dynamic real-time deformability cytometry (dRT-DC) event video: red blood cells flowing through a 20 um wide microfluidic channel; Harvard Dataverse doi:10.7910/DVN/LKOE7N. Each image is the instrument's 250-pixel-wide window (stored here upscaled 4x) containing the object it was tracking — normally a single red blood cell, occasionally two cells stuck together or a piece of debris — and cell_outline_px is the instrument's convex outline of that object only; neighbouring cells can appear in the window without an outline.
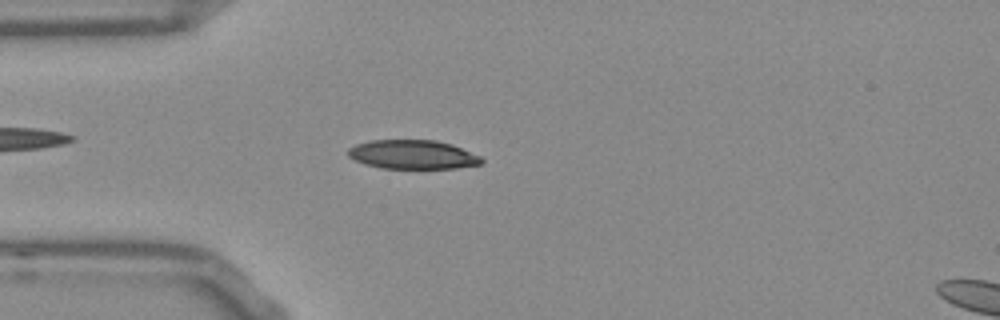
{"species": "Egyptian fruit bat (a non-hibernating species)", "species_latin": "Rousettus aegyptiacus", "temperature_condition": "room temperature", "stored_images_in_passage": 45, "camera_frame_rate_fps": 3000, "um_per_image_px": 0.085, "frame": {"image": 1, "passage_image": 6, "time_ms": 1.667, "image_size_px": [1000, 320], "cell_outline_px": [[484, 160], [480, 164], [456, 168], [380, 168], [364, 164], [348, 156], [348, 148], [356, 144], [368, 140], [436, 140], [452, 144], [480, 156]], "centroid_in_image_um": [35.06, 13.13], "position_along_channel_um": 49.9, "area_um2": 22.54}}
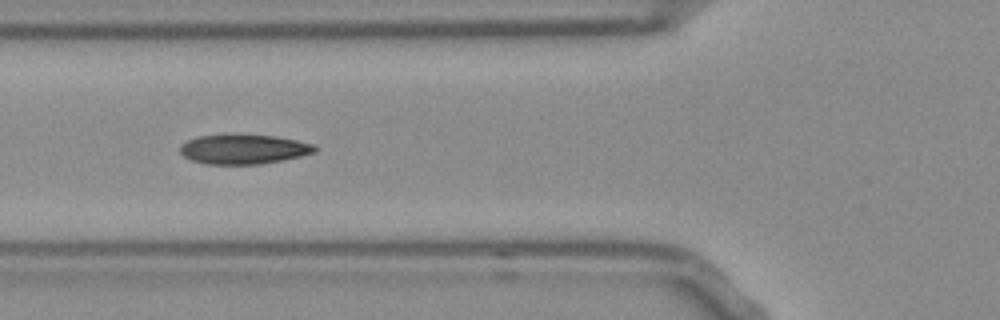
{"frame": {"image": 2, "passage_image": 11, "time_ms": 3.333, "image_size_px": [1000, 320], "cell_outline_px": [[316, 152], [300, 156], [260, 164], [208, 164], [192, 160], [184, 156], [180, 152], [180, 144], [196, 136], [276, 136], [296, 140], [312, 144], [316, 148]], "centroid_in_image_um": [20.69, 12.7], "position_along_channel_um": 105.1, "area_um2": 22.6}}
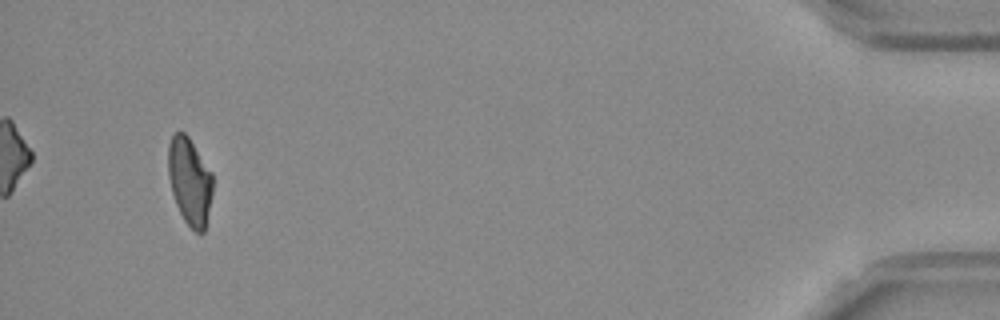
{"frame": {"image": 3, "passage_image": 42, "time_ms": 13.667, "image_size_px": [1000, 320], "cell_outline_px": [[212, 192], [204, 232], [196, 232], [184, 220], [176, 204], [172, 192], [168, 176], [168, 144], [172, 136], [176, 132], [184, 132], [188, 136], [212, 172]], "centroid_in_image_um": [16.11, 15.38], "position_along_channel_um": 419.1, "area_um2": 22.43}, "authors_computed_cell_mechanics": {"area_um2": 23.0622, "velocity_mm_per_s": 3.8167, "shape_relaxation_time_tau1_ms": null, "shape_relaxation_time_tau2_ms": 1.6115, "deformation_change_tau1": null, "deformation_change_tau2": 0.0738}}